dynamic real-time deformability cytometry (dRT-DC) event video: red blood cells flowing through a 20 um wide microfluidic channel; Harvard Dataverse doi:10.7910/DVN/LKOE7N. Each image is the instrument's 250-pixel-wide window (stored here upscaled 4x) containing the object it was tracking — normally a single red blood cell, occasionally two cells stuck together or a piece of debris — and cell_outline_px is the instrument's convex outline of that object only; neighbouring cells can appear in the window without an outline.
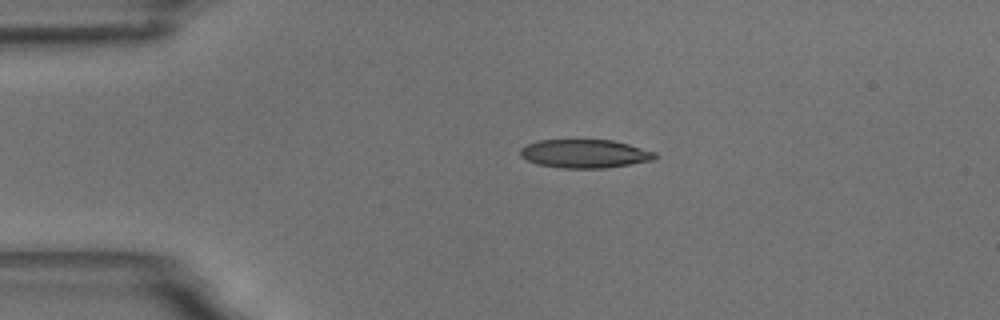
{"species": "common noctule bat (a hibernating species)", "species_latin": "Nyctalus noctula", "temperature_condition": "room temperature", "stored_images_in_passage": 46, "camera_frame_rate_fps": 3000, "um_per_image_px": 0.085, "animal": {"sex": "male", "body_mass_g": 18.8}, "frame": {"image": 1, "passage_image": 1, "time_ms": 0.0, "image_size_px": [1000, 320], "cell_outline_px": [[656, 156], [652, 160], [604, 168], [564, 168], [536, 164], [520, 156], [520, 148], [528, 144], [540, 140], [612, 140], [628, 144], [656, 152]], "centroid_in_image_um": [49.68, 13.06], "position_along_channel_um": 35.3, "area_um2": 22.14}}
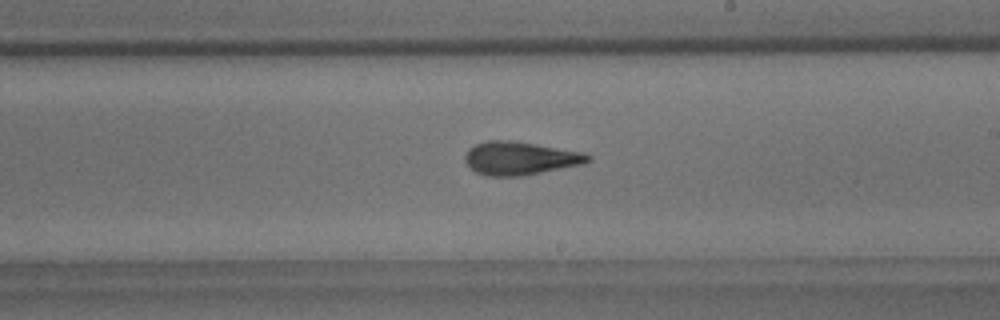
{"frame": {"image": 2, "passage_image": 22, "time_ms": 7.0, "image_size_px": [1000, 320], "cell_outline_px": [[592, 160], [584, 164], [520, 176], [488, 176], [476, 172], [464, 160], [464, 156], [468, 148], [476, 144], [488, 140], [512, 140], [584, 152], [592, 156]], "centroid_in_image_um": [44.22, 13.44], "position_along_channel_um": 244.8, "area_um2": 23.87}}
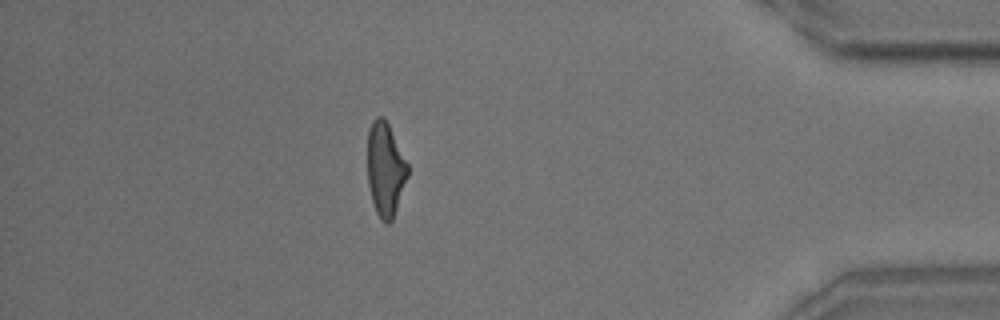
{"frame": {"image": 3, "passage_image": 39, "time_ms": 12.667, "image_size_px": [1000, 320], "cell_outline_px": [[408, 176], [392, 220], [388, 224], [384, 224], [380, 220], [376, 212], [372, 200], [368, 184], [368, 128], [372, 120], [376, 116], [384, 116], [408, 164]], "centroid_in_image_um": [32.74, 14.38], "position_along_channel_um": 402.5, "area_um2": 21.96}, "authors_computed_cell_mechanics": {"area_um2": 23.2356, "velocity_mm_per_s": 3.5209, "shape_relaxation_time_tau1_ms": 8.5972, "shape_relaxation_time_tau2_ms": 2.2973, "deformation_change_tau1": 0.2389, "deformation_change_tau2": 0.1131}}